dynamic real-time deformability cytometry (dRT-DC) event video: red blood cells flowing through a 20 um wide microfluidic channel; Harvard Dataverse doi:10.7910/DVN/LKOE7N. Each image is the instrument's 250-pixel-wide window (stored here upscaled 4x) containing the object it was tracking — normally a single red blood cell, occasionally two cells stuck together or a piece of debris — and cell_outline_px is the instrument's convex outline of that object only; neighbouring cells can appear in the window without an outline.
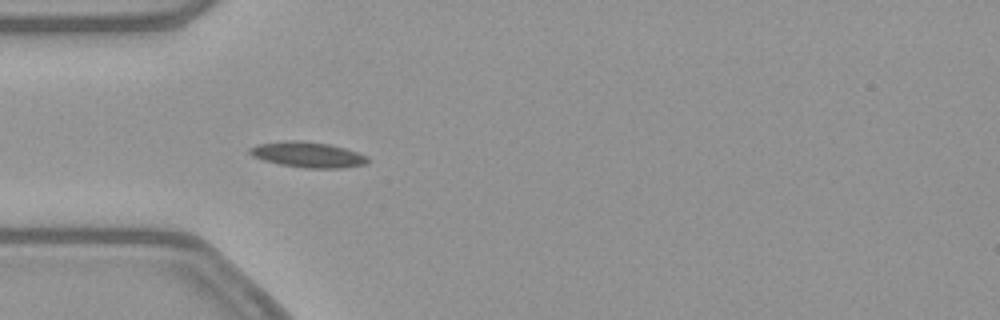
{"species": "common noctule bat (a hibernating species)", "species_latin": "Nyctalus noctula", "temperature_condition": "warm", "stored_images_in_passage": 52, "camera_frame_rate_fps": 3000, "um_per_image_px": 0.085, "animal": {"sex": "female", "body_mass_g": 21.9}, "frame": {"image": 1, "passage_image": 15, "time_ms": 4.667, "image_size_px": [1000, 320], "cell_outline_px": [[368, 164], [340, 168], [304, 168], [280, 164], [264, 160], [252, 156], [248, 152], [248, 148], [256, 144], [292, 140], [300, 140], [328, 144], [344, 148], [368, 156]], "centroid_in_image_um": [26.14, 13.15], "position_along_channel_um": 58.9, "area_um2": 17.51}}
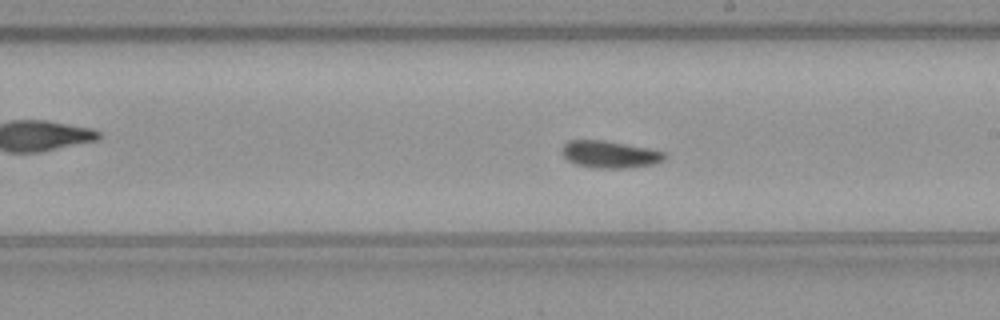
{"frame": {"image": 2, "passage_image": 29, "time_ms": 9.333, "image_size_px": [1000, 320], "cell_outline_px": [[668, 156], [664, 160], [652, 164], [632, 168], [596, 168], [576, 164], [568, 160], [560, 152], [560, 148], [568, 140], [604, 140], [648, 148], [664, 152]], "centroid_in_image_um": [51.82, 13.12], "position_along_channel_um": 237.2, "area_um2": 16.36}}
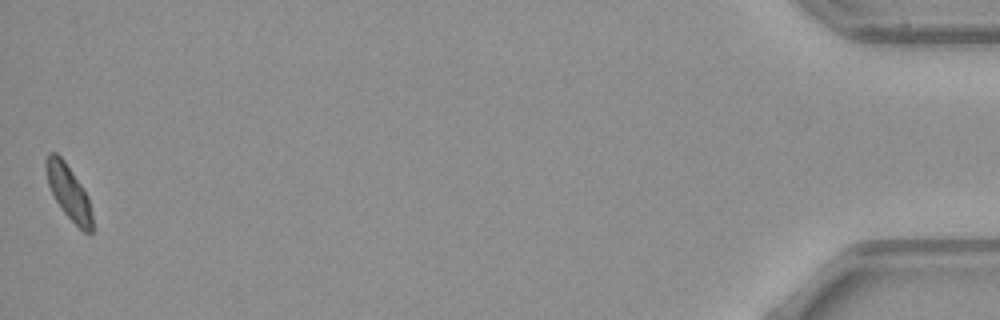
{"frame": {"image": 3, "passage_image": 52, "time_ms": 17.0, "image_size_px": [1000, 320], "cell_outline_px": [[92, 232], [84, 232], [64, 212], [56, 200], [48, 184], [44, 168], [44, 160], [48, 152], [56, 152], [64, 160], [88, 196], [92, 216]], "centroid_in_image_um": [5.8, 16.27], "position_along_channel_um": 429.4, "area_um2": 14.45}}